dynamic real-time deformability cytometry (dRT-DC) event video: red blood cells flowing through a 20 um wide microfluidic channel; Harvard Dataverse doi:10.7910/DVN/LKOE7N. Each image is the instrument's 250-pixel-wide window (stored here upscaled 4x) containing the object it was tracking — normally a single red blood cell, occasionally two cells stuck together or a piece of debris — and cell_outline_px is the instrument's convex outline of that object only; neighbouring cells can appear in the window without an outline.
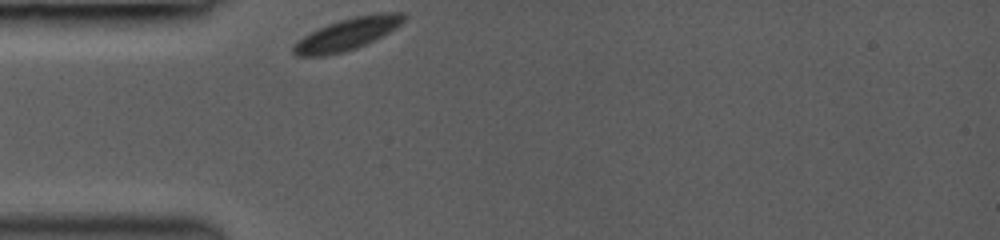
{"species": "common noctule bat (a hibernating species)", "species_latin": "Nyctalus noctula", "temperature_condition": "room temperature", "stored_images_in_passage": 29, "camera_frame_rate_fps": 3000, "um_per_image_px": 0.085, "animal": {"sex": "female", "body_mass_g": 19.0, "forearm_length_mm": 53.3}, "frame": {"image": 1, "passage_image": 1, "time_ms": 0.0, "image_size_px": [1000, 240], "cell_outline_px": [[408, 16], [396, 28], [356, 48], [344, 52], [324, 56], [296, 56], [292, 52], [292, 44], [304, 36], [328, 24], [340, 20], [356, 16], [376, 12], [404, 12]], "centroid_in_image_um": [29.52, 2.89], "position_along_channel_um": 55.5, "area_um2": 20.4}}
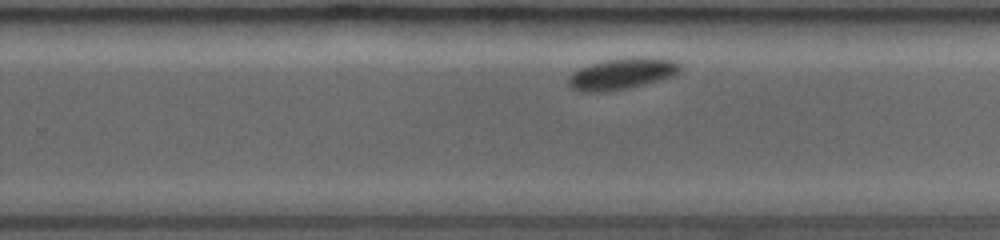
{"frame": {"image": 2, "passage_image": 20, "time_ms": 6.0, "image_size_px": [1000, 240], "cell_outline_px": [[684, 64], [672, 76], [644, 84], [624, 88], [600, 92], [580, 92], [572, 88], [568, 84], [568, 76], [580, 68], [604, 60], [632, 56], [644, 56], [676, 60]], "centroid_in_image_um": [52.88, 6.24], "position_along_channel_um": 276.9, "area_um2": 20.35}}
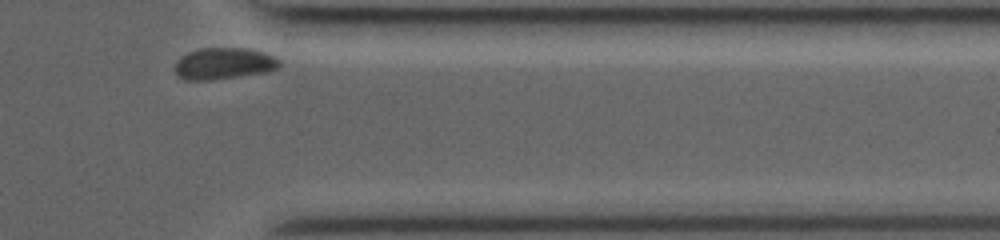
{"frame": {"image": 3, "passage_image": 29, "time_ms": 9.0, "image_size_px": [1000, 240], "cell_outline_px": [[280, 68], [268, 72], [212, 80], [184, 80], [176, 76], [176, 60], [180, 56], [188, 52], [200, 48], [248, 48], [272, 56], [280, 60]], "centroid_in_image_um": [19.0, 5.41], "position_along_channel_um": 392.4, "area_um2": 19.36}, "authors_computed_cell_mechanics": {"area_um2": 20.7502, "velocity_mm_per_s": 3.802, "shape_relaxation_time_tau1_ms": 0.3189, "shape_relaxation_time_tau2_ms": null, "deformation_change_tau1": 0.0257, "deformation_change_tau2": null}}